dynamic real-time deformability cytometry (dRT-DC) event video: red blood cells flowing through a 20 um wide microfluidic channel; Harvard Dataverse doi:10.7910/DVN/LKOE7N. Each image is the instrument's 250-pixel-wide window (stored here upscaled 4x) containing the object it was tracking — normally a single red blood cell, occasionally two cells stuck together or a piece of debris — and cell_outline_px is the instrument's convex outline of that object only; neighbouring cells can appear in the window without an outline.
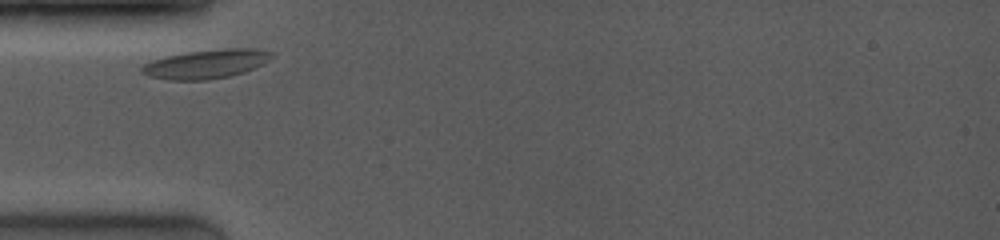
{"species": "common noctule bat (a hibernating species)", "species_latin": "Nyctalus noctula", "temperature_condition": "room temperature", "stored_images_in_passage": 20, "camera_frame_rate_fps": 4000, "um_per_image_px": 0.085, "animal": {"sex": "female", "body_mass_g": 19.0, "forearm_length_mm": 53.3}, "frame": {"image": 1, "passage_image": 1, "time_ms": 0.0, "image_size_px": [1000, 240], "cell_outline_px": [[276, 56], [244, 72], [228, 76], [208, 80], [168, 80], [148, 76], [140, 72], [140, 68], [144, 64], [152, 60], [168, 56], [188, 52], [224, 48], [252, 48], [272, 52]], "centroid_in_image_um": [17.5, 5.44], "position_along_channel_um": 67.5, "area_um2": 21.79}}
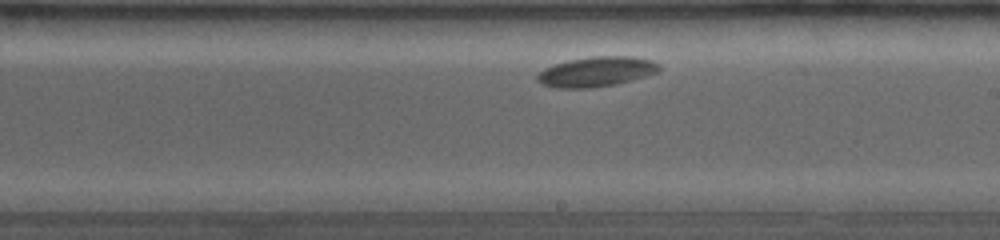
{"frame": {"image": 2, "passage_image": 12, "time_ms": 4.75, "image_size_px": [1000, 240], "cell_outline_px": [[660, 72], [632, 80], [616, 84], [592, 88], [556, 88], [540, 84], [536, 80], [536, 76], [544, 68], [552, 64], [568, 60], [592, 56], [632, 56], [652, 60], [660, 64]], "centroid_in_image_um": [50.69, 6.09], "position_along_channel_um": 238.3, "area_um2": 21.62}}
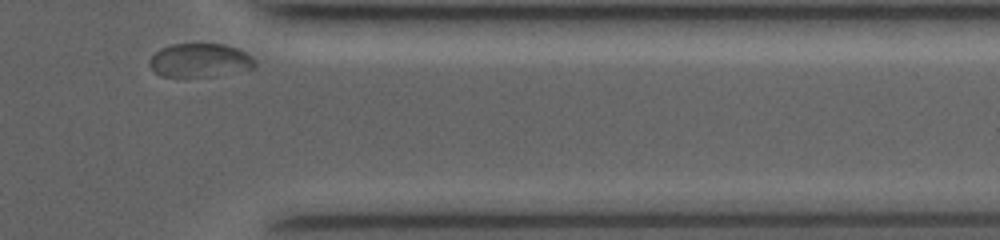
{"frame": {"image": 3, "passage_image": 20, "time_ms": 9.0, "image_size_px": [1000, 240], "cell_outline_px": [[256, 64], [252, 68], [212, 76], [160, 76], [148, 64], [148, 60], [160, 48], [172, 44], [224, 44], [236, 48], [252, 56], [256, 60]], "centroid_in_image_um": [16.97, 5.12], "position_along_channel_um": 394.4, "area_um2": 20.46}}